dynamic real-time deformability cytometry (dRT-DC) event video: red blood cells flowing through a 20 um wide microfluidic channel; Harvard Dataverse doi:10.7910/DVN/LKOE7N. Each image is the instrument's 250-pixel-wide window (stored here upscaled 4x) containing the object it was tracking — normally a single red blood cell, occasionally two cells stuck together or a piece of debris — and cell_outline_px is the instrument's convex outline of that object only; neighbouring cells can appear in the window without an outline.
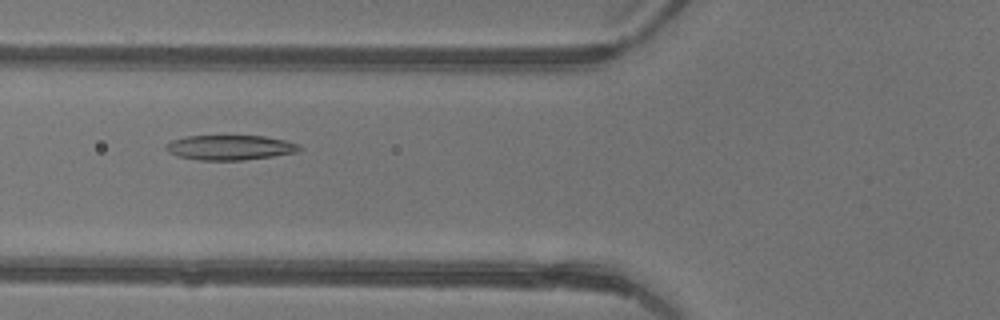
{"species": "common noctule bat (a hibernating species)", "species_latin": "Nyctalus noctula", "temperature_condition": "warm", "stored_images_in_passage": 5, "camera_frame_rate_fps": 3000, "um_per_image_px": 0.085, "animal": {"sex": "female"}, "frame": {"image": 1, "passage_image": 5, "time_ms": 1.333, "image_size_px": [1000, 320], "cell_outline_px": [[304, 148], [296, 152], [272, 156], [244, 160], [200, 160], [176, 156], [168, 152], [164, 148], [164, 144], [172, 140], [188, 136], [264, 136], [284, 140], [300, 144]], "centroid_in_image_um": [19.53, 12.54], "position_along_channel_um": 106.3, "area_um2": 19.42}}